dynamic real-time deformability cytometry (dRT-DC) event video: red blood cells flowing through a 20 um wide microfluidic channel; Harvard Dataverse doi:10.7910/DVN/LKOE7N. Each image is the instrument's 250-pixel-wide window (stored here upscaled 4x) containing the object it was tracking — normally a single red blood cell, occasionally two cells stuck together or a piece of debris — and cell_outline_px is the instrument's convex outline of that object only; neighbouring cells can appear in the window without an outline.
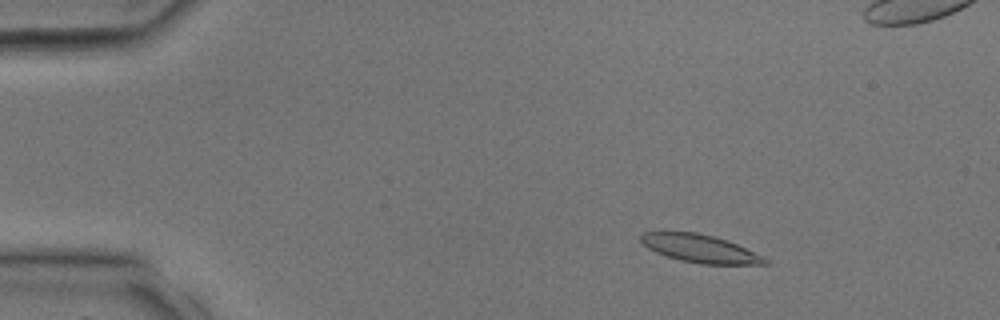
{"species": "common noctule bat (a hibernating species)", "species_latin": "Nyctalus noctula", "temperature_condition": "room temperature", "stored_images_in_passage": 32, "camera_frame_rate_fps": 3000, "um_per_image_px": 0.085, "animal": {"sex": "male", "body_mass_g": 17.9, "forearm_length_mm": 54.2}, "frame": {"image": 1, "passage_image": 2, "time_ms": 0.333, "image_size_px": [1000, 320], "cell_outline_px": [[768, 264], [700, 264], [680, 260], [656, 252], [648, 248], [640, 240], [640, 236], [644, 232], [664, 228], [696, 232], [712, 236], [736, 244], [768, 260]], "centroid_in_image_um": [59.35, 21.07], "position_along_channel_um": 25.6, "area_um2": 20.4}}
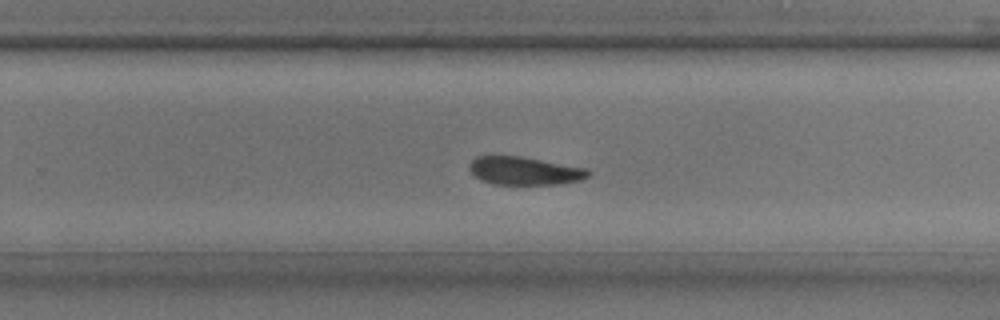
{"frame": {"image": 2, "passage_image": 19, "time_ms": 6.0, "image_size_px": [1000, 320], "cell_outline_px": [[592, 172], [588, 176], [580, 180], [560, 184], [492, 184], [480, 180], [468, 168], [468, 164], [476, 156], [520, 156], [588, 168]], "centroid_in_image_um": [44.59, 14.52], "position_along_channel_um": 285.2, "area_um2": 19.54}}
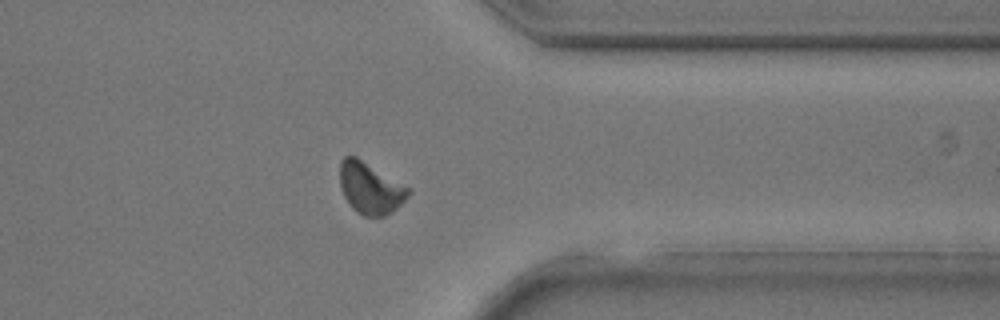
{"frame": {"image": 3, "passage_image": 24, "time_ms": 7.667, "image_size_px": [1000, 320], "cell_outline_px": [[412, 192], [392, 212], [384, 216], [364, 216], [356, 212], [352, 208], [344, 196], [340, 184], [340, 160], [344, 156], [356, 156], [412, 188]], "centroid_in_image_um": [31.49, 15.98], "position_along_channel_um": 379.9, "area_um2": 20.69}}